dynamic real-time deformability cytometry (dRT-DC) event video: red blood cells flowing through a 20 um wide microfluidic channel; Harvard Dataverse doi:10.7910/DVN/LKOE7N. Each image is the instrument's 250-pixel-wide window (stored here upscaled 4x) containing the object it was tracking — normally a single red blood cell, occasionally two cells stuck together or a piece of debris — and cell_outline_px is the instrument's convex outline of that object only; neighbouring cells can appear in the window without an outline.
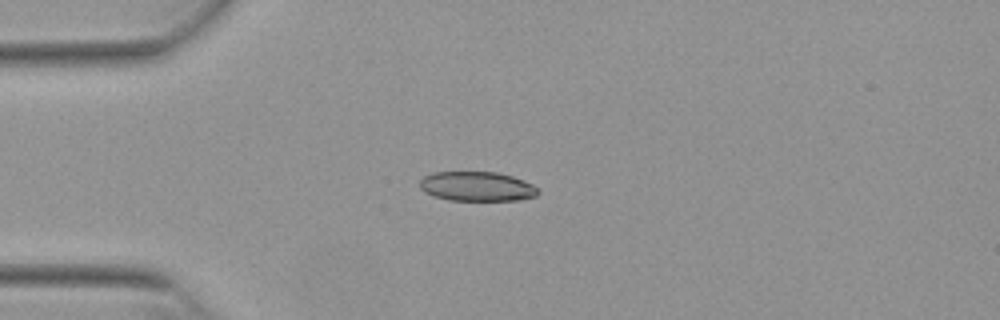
{"species": "Egyptian fruit bat (a non-hibernating species)", "species_latin": "Rousettus aegyptiacus", "temperature_condition": "warm", "stored_images_in_passage": 11, "camera_frame_rate_fps": 3000, "um_per_image_px": 0.085, "animal": {"sex": "female"}, "frame": {"image": 1, "passage_image": 1, "time_ms": 0.0, "image_size_px": [1000, 320], "cell_outline_px": [[540, 192], [536, 196], [520, 200], [448, 200], [424, 192], [420, 188], [420, 180], [424, 176], [432, 172], [496, 172], [512, 176], [532, 184]], "centroid_in_image_um": [40.53, 15.84], "position_along_channel_um": 44.5, "area_um2": 20.29}}
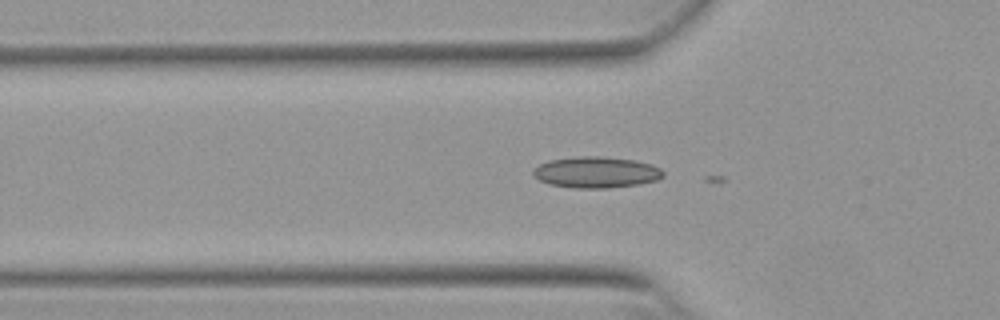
{"frame": {"image": 2, "passage_image": 5, "time_ms": 1.333, "image_size_px": [1000, 320], "cell_outline_px": [[664, 176], [656, 180], [636, 184], [608, 188], [572, 188], [548, 184], [540, 180], [532, 172], [532, 168], [548, 160], [580, 156], [600, 156], [632, 160], [652, 164], [660, 168], [664, 172]], "centroid_in_image_um": [50.65, 14.64], "position_along_channel_um": 75.1, "area_um2": 23.58}}
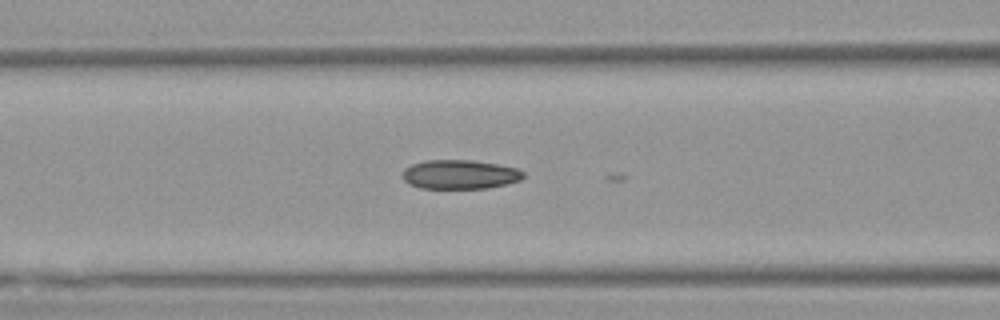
{"frame": {"image": 3, "passage_image": 9, "time_ms": 2.667, "image_size_px": [1000, 320], "cell_outline_px": [[524, 176], [520, 180], [488, 188], [420, 188], [408, 184], [404, 180], [404, 168], [412, 164], [424, 160], [472, 160], [500, 164], [516, 168], [524, 172]], "centroid_in_image_um": [39.08, 14.82], "position_along_channel_um": 127.5, "area_um2": 20.52}}